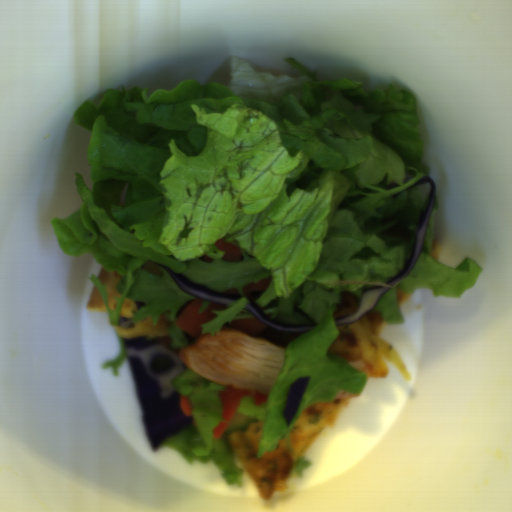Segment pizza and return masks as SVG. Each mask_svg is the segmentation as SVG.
I'll use <instances>...</instances> for the list:
<instances>
[{"label":"pizza","mask_w":512,"mask_h":512,"mask_svg":"<svg viewBox=\"0 0 512 512\" xmlns=\"http://www.w3.org/2000/svg\"><path fill=\"white\" fill-rule=\"evenodd\" d=\"M353 395L356 394L338 391L334 401L316 402L305 409L288 433L294 454L288 449L284 438L278 442L275 450L266 451L257 458L263 434V419L248 424L245 432L239 430L225 435L233 451L235 464L242 472L250 475L260 499L270 500L275 492H282L289 487L287 479L292 474L295 461L304 457L324 432L337 423L339 412Z\"/></svg>","instance_id":"obj_1"},{"label":"pizza","mask_w":512,"mask_h":512,"mask_svg":"<svg viewBox=\"0 0 512 512\" xmlns=\"http://www.w3.org/2000/svg\"><path fill=\"white\" fill-rule=\"evenodd\" d=\"M385 321L381 312L372 311L350 324L336 325L339 334L328 351L340 356L367 378H385L390 374L391 361L404 376L411 377L397 348L380 336Z\"/></svg>","instance_id":"obj_2"},{"label":"pizza","mask_w":512,"mask_h":512,"mask_svg":"<svg viewBox=\"0 0 512 512\" xmlns=\"http://www.w3.org/2000/svg\"><path fill=\"white\" fill-rule=\"evenodd\" d=\"M136 300L125 299L120 308V318H126L130 320L129 328H122L113 326L115 335H119L123 340H132L138 337L146 336L148 338H160L169 337L170 329L172 327L171 321L167 318L166 314H163L158 320L157 324H154L152 317H147L138 323H132V316L137 311Z\"/></svg>","instance_id":"obj_3"},{"label":"pizza","mask_w":512,"mask_h":512,"mask_svg":"<svg viewBox=\"0 0 512 512\" xmlns=\"http://www.w3.org/2000/svg\"><path fill=\"white\" fill-rule=\"evenodd\" d=\"M121 277L122 276L116 270L108 272L103 266L97 276V278L102 281L103 285H105L107 306L111 311H114L117 306L115 298L121 297L115 288Z\"/></svg>","instance_id":"obj_4"},{"label":"pizza","mask_w":512,"mask_h":512,"mask_svg":"<svg viewBox=\"0 0 512 512\" xmlns=\"http://www.w3.org/2000/svg\"><path fill=\"white\" fill-rule=\"evenodd\" d=\"M341 301L337 303L335 311L333 313V320L336 318L351 316L357 313L360 304L356 295L352 293L342 292L340 293Z\"/></svg>","instance_id":"obj_5"},{"label":"pizza","mask_w":512,"mask_h":512,"mask_svg":"<svg viewBox=\"0 0 512 512\" xmlns=\"http://www.w3.org/2000/svg\"><path fill=\"white\" fill-rule=\"evenodd\" d=\"M86 308L88 311L107 312L108 313L107 307L102 298V295L95 284L92 286L89 300L86 303Z\"/></svg>","instance_id":"obj_6"},{"label":"pizza","mask_w":512,"mask_h":512,"mask_svg":"<svg viewBox=\"0 0 512 512\" xmlns=\"http://www.w3.org/2000/svg\"><path fill=\"white\" fill-rule=\"evenodd\" d=\"M442 254V244L439 240L433 235L431 241V256L433 259L439 262Z\"/></svg>","instance_id":"obj_7"},{"label":"pizza","mask_w":512,"mask_h":512,"mask_svg":"<svg viewBox=\"0 0 512 512\" xmlns=\"http://www.w3.org/2000/svg\"><path fill=\"white\" fill-rule=\"evenodd\" d=\"M412 292H404L401 289H397V300L399 307H401L410 297Z\"/></svg>","instance_id":"obj_8"}]
</instances>
